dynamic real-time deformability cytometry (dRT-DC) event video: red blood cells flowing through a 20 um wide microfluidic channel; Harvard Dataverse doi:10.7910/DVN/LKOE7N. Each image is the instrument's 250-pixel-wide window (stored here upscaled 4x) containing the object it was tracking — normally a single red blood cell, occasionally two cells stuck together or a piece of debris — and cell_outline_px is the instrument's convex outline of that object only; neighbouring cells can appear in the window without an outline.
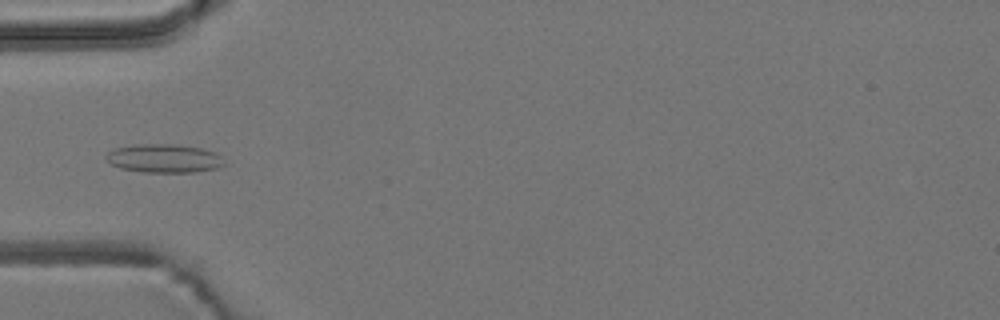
{"species": "common noctule bat (a hibernating species)", "species_latin": "Nyctalus noctula", "temperature_condition": "room temperature", "stored_images_in_passage": 3, "camera_frame_rate_fps": 3000, "um_per_image_px": 0.085, "animal": {"sex": "male", "body_mass_g": 19.2, "forearm_length_mm": 51.8}, "frame": {"image": 1, "passage_image": 3, "time_ms": 0.667, "image_size_px": [1000, 320], "cell_outline_px": [[224, 164], [216, 168], [196, 172], [144, 172], [120, 168], [112, 164], [108, 160], [108, 152], [112, 148], [136, 144], [172, 144], [200, 148], [212, 152], [220, 156]], "centroid_in_image_um": [13.91, 13.46], "position_along_channel_um": 71.1, "area_um2": 19.36}}